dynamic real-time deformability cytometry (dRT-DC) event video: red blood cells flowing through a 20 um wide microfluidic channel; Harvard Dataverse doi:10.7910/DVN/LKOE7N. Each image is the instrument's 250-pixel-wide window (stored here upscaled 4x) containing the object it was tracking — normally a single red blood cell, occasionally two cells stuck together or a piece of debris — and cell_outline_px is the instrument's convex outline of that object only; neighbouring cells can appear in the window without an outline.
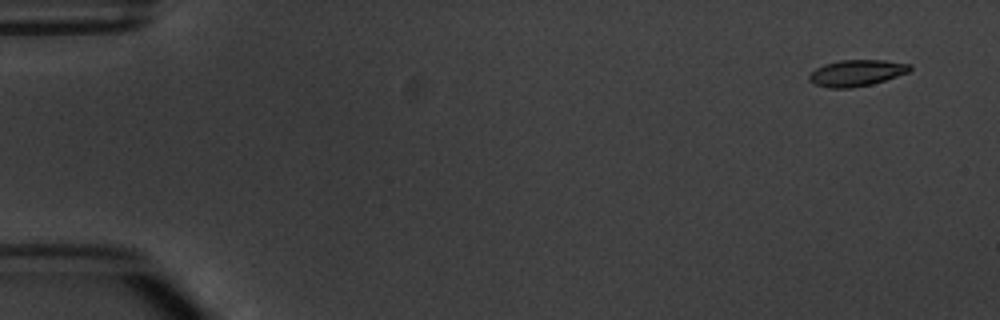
{"species": "common noctule bat (a hibernating species)", "species_latin": "Nyctalus noctula", "temperature_condition": "warm", "stored_images_in_passage": 4, "camera_frame_rate_fps": 3000, "um_per_image_px": 0.085, "animal": {"sex": "male", "body_mass_g": 20.1, "forearm_length_mm": 53.5}, "frame": {"image": 1, "passage_image": 1, "time_ms": 0.0, "image_size_px": [1000, 320], "cell_outline_px": [[912, 68], [908, 72], [872, 84], [848, 88], [828, 88], [816, 84], [808, 80], [808, 76], [816, 68], [824, 64], [840, 60], [884, 60], [912, 64]], "centroid_in_image_um": [72.8, 6.19], "position_along_channel_um": 12.2, "area_um2": 15.37}}
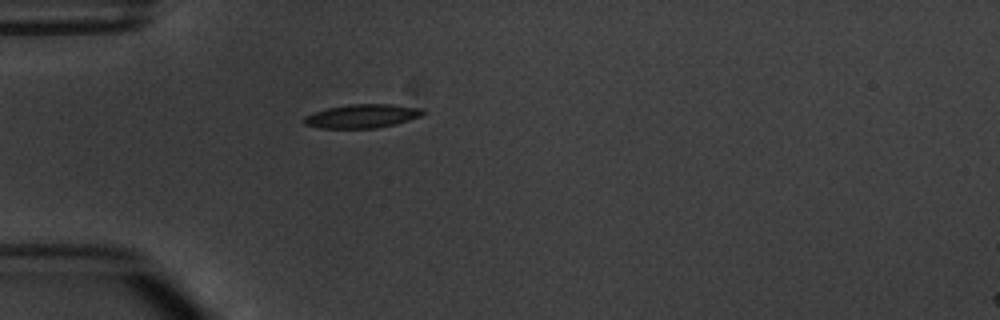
{"frame": {"image": 2, "passage_image": 4, "time_ms": 4.333, "image_size_px": [1000, 320], "cell_outline_px": [[428, 112], [424, 116], [396, 124], [376, 128], [320, 128], [304, 124], [304, 116], [312, 112], [328, 108], [348, 104], [392, 104], [424, 108]], "centroid_in_image_um": [30.86, 9.86], "position_along_channel_um": 54.1, "area_um2": 16.76}}